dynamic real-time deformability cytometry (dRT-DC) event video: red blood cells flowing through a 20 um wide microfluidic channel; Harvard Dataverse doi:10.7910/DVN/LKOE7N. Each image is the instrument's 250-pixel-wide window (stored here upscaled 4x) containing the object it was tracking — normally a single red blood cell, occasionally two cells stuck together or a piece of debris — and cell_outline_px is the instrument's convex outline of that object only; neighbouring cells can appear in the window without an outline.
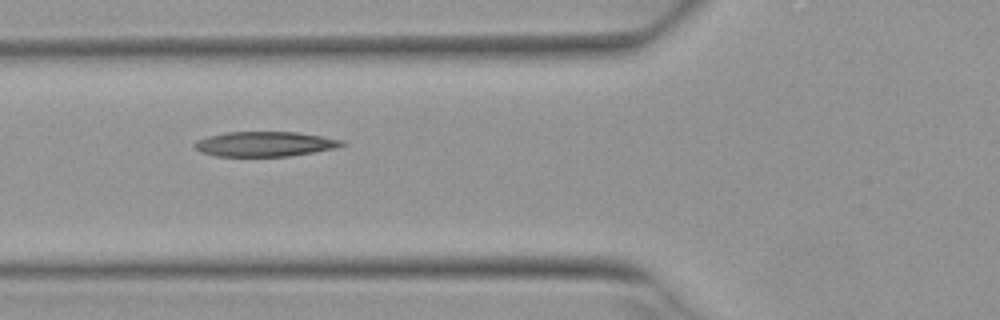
{"species": "Egyptian fruit bat (a non-hibernating species)", "species_latin": "Rousettus aegyptiacus", "temperature_condition": "warm", "stored_images_in_passage": 7, "camera_frame_rate_fps": 3000, "um_per_image_px": 0.085, "animal": {"sex": "female"}, "frame": {"image": 1, "passage_image": 6, "time_ms": 1.667, "image_size_px": [1000, 320], "cell_outline_px": [[348, 144], [336, 148], [288, 156], [216, 156], [200, 152], [192, 144], [196, 140], [208, 136], [228, 132], [296, 132], [344, 140]], "centroid_in_image_um": [22.51, 12.24], "position_along_channel_um": 103.3, "area_um2": 21.33}}
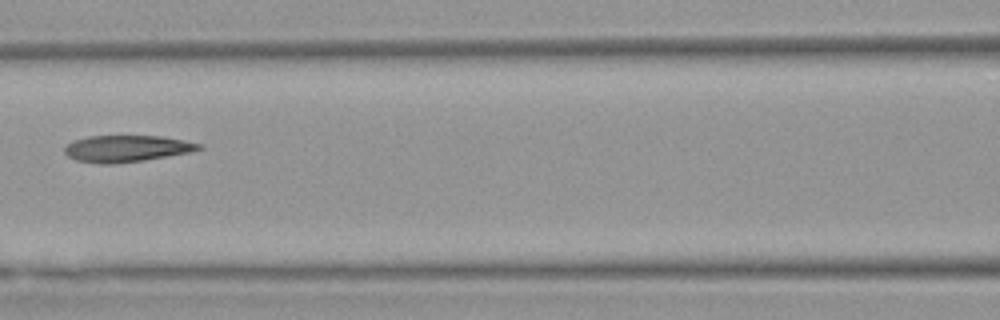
{"frame": {"image": 2, "passage_image": 7, "time_ms": 2.0, "image_size_px": [1000, 320], "cell_outline_px": [[204, 148], [192, 152], [144, 160], [116, 164], [100, 164], [76, 160], [68, 156], [64, 152], [64, 148], [68, 144], [76, 140], [88, 136], [160, 136], [204, 144]], "centroid_in_image_um": [10.8, 12.64], "position_along_channel_um": 155.8, "area_um2": 20.87}}